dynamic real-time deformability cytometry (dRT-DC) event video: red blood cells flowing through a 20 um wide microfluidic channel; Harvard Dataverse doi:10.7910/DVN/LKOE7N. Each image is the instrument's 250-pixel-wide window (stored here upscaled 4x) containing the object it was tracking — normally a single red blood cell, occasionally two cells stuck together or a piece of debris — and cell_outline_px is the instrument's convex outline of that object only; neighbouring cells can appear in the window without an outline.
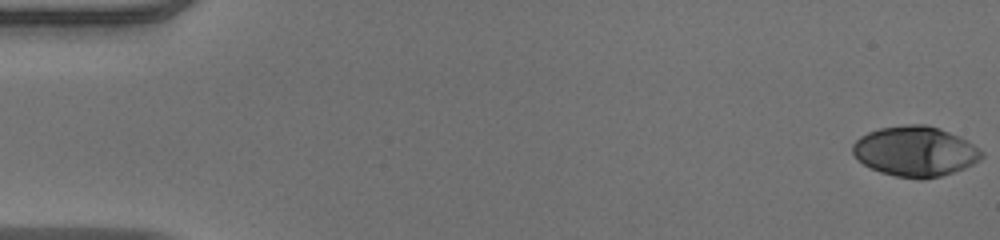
{"species": "human", "species_latin": "Homo sapiens", "temperature_condition": "warm", "stored_images_in_passage": 11, "camera_frame_rate_fps": 3000, "um_per_image_px": 0.085, "donor": {"sex": "male"}, "frame": {"image": 1, "passage_image": 1, "time_ms": 0.0, "image_size_px": [1000, 240], "cell_outline_px": [[984, 156], [980, 160], [964, 168], [940, 176], [924, 180], [920, 180], [896, 176], [880, 172], [864, 164], [852, 152], [852, 144], [860, 136], [868, 132], [880, 128], [904, 124], [924, 124], [940, 128], [960, 136], [968, 140], [984, 152]], "centroid_in_image_um": [77.82, 12.86], "position_along_channel_um": 7.2, "area_um2": 37.86}}